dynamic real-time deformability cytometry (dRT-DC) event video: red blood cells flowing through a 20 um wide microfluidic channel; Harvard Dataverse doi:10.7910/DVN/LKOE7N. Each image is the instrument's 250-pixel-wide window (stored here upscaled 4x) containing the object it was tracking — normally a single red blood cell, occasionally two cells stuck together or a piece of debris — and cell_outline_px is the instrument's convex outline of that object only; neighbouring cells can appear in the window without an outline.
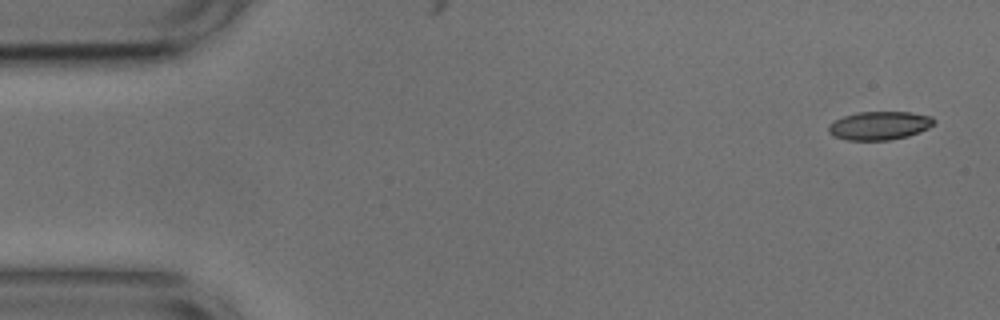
{"species": "common noctule bat (a hibernating species)", "species_latin": "Nyctalus noctula", "temperature_condition": "cold", "stored_images_in_passage": 52, "camera_frame_rate_fps": 3000, "um_per_image_px": 0.085, "animal": {"sex": "male", "body_mass_g": 17.9, "forearm_length_mm": 54.2}, "frame": {"image": 1, "passage_image": 1, "time_ms": 0.0, "image_size_px": [1000, 320], "cell_outline_px": [[936, 120], [928, 128], [920, 132], [908, 136], [888, 140], [848, 140], [836, 136], [828, 132], [828, 124], [844, 116], [856, 112], [912, 112], [932, 116]], "centroid_in_image_um": [74.77, 10.67], "position_along_channel_um": 10.2, "area_um2": 17.46}}
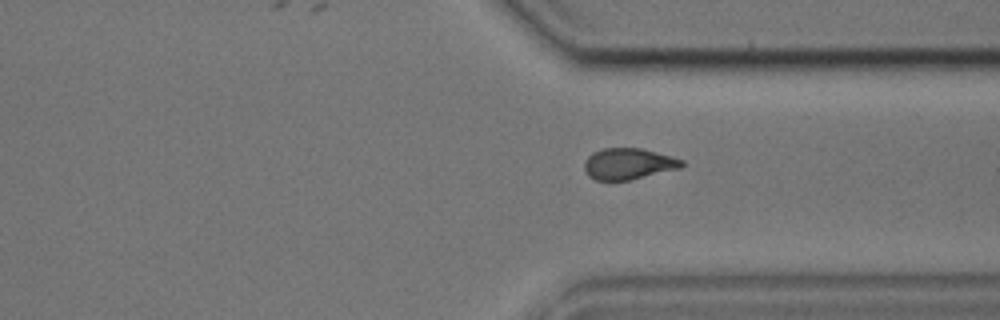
{"frame": {"image": 2, "passage_image": 38, "time_ms": 12.333, "image_size_px": [1000, 320], "cell_outline_px": [[684, 164], [680, 168], [628, 180], [596, 180], [588, 176], [584, 168], [584, 164], [588, 156], [592, 152], [604, 148], [640, 148], [672, 156], [684, 160]], "centroid_in_image_um": [53.4, 13.92], "position_along_channel_um": 358.0, "area_um2": 17.63}}
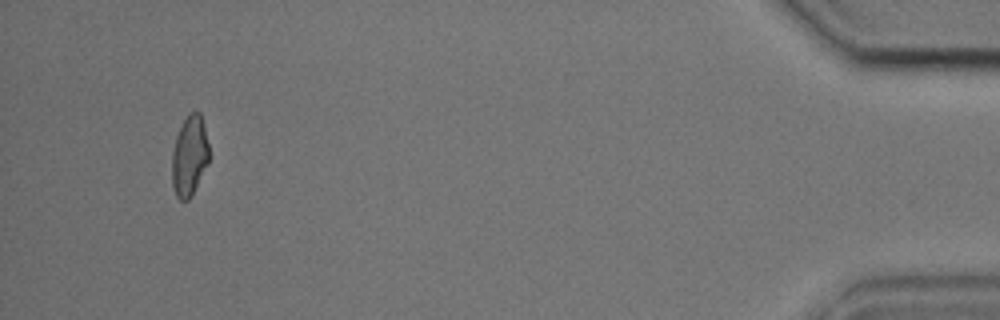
{"frame": {"image": 3, "passage_image": 49, "time_ms": 16.0, "image_size_px": [1000, 320], "cell_outline_px": [[208, 164], [192, 196], [188, 200], [180, 200], [176, 196], [172, 184], [172, 152], [176, 136], [188, 112], [200, 112], [208, 144]], "centroid_in_image_um": [16.09, 13.28], "position_along_channel_um": 419.1, "area_um2": 17.28}, "authors_computed_cell_mechanics": {"area_um2": 18.207, "velocity_mm_per_s": 3.7446, "shape_relaxation_time_tau1_ms": 5.0667, "shape_relaxation_time_tau2_ms": 2.3086, "deformation_change_tau1": 0.1254, "deformation_change_tau2": 0.0828}}